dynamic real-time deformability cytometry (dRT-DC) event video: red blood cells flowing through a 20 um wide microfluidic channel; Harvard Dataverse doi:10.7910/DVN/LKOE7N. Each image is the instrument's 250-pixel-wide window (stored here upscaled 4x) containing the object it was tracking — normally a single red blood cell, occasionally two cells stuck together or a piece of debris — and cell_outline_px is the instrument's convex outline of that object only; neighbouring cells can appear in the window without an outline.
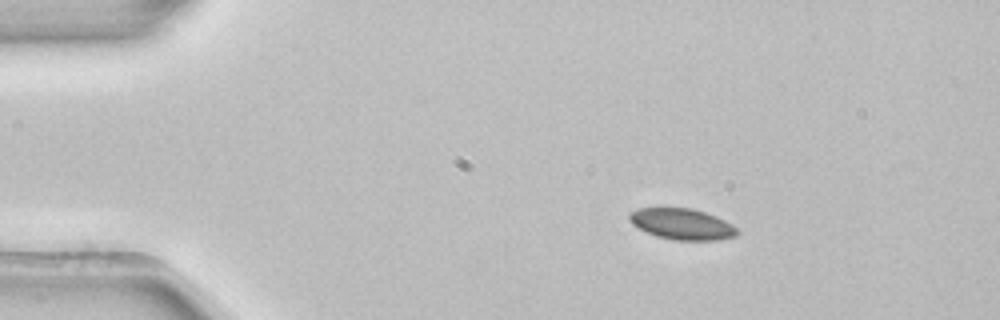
{"species": "common noctule bat (a hibernating species)", "species_latin": "Nyctalus noctula", "temperature_condition": "room temperature", "stored_images_in_passage": 6, "camera_frame_rate_fps": 3000, "um_per_image_px": 0.085, "animal": {"sex": "female", "body_mass_g": 22.7, "forearm_length_mm": 54.2}, "frame": {"image": 1, "passage_image": 1, "time_ms": 0.0, "image_size_px": [1000, 320], "cell_outline_px": [[740, 232], [736, 236], [716, 240], [672, 240], [656, 236], [632, 224], [628, 220], [628, 212], [640, 208], [692, 208], [716, 216], [732, 224]], "centroid_in_image_um": [57.96, 19.04], "position_along_channel_um": 27.0, "area_um2": 19.54}}
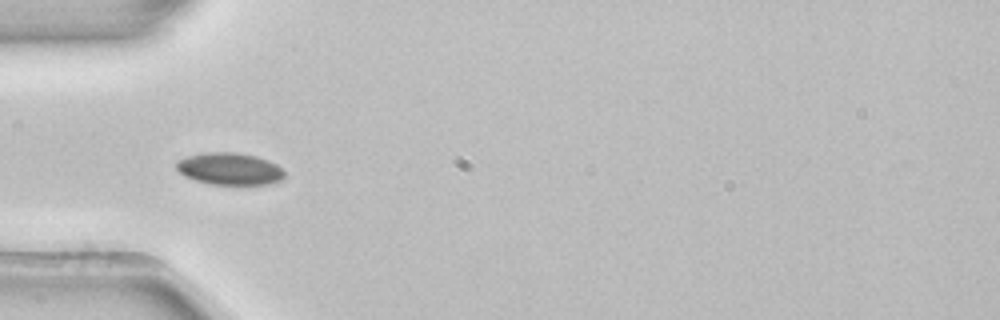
{"frame": {"image": 2, "passage_image": 3, "time_ms": 0.667, "image_size_px": [1000, 320], "cell_outline_px": [[284, 176], [280, 180], [268, 184], [208, 184], [184, 176], [176, 168], [176, 160], [188, 156], [204, 152], [236, 152], [256, 156], [268, 160], [276, 164], [284, 172]], "centroid_in_image_um": [19.48, 14.34], "position_along_channel_um": 65.5, "area_um2": 20.17}}